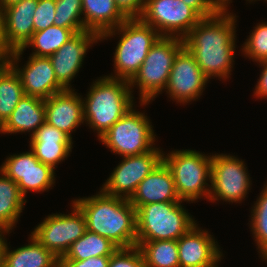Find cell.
I'll return each instance as SVG.
<instances>
[{"label":"cell","mask_w":267,"mask_h":267,"mask_svg":"<svg viewBox=\"0 0 267 267\" xmlns=\"http://www.w3.org/2000/svg\"><path fill=\"white\" fill-rule=\"evenodd\" d=\"M187 6L194 9L202 18L211 17L218 12L212 6L210 0H181Z\"/></svg>","instance_id":"8d00e7d4"},{"label":"cell","mask_w":267,"mask_h":267,"mask_svg":"<svg viewBox=\"0 0 267 267\" xmlns=\"http://www.w3.org/2000/svg\"><path fill=\"white\" fill-rule=\"evenodd\" d=\"M146 0H115L117 7L127 18H139Z\"/></svg>","instance_id":"d590c367"},{"label":"cell","mask_w":267,"mask_h":267,"mask_svg":"<svg viewBox=\"0 0 267 267\" xmlns=\"http://www.w3.org/2000/svg\"><path fill=\"white\" fill-rule=\"evenodd\" d=\"M0 171L17 183L24 198L29 190L44 192L55 185L54 169L40 162L31 150L8 156Z\"/></svg>","instance_id":"9a60e30c"},{"label":"cell","mask_w":267,"mask_h":267,"mask_svg":"<svg viewBox=\"0 0 267 267\" xmlns=\"http://www.w3.org/2000/svg\"><path fill=\"white\" fill-rule=\"evenodd\" d=\"M22 0H0V12L15 3H19Z\"/></svg>","instance_id":"b9f144b4"},{"label":"cell","mask_w":267,"mask_h":267,"mask_svg":"<svg viewBox=\"0 0 267 267\" xmlns=\"http://www.w3.org/2000/svg\"><path fill=\"white\" fill-rule=\"evenodd\" d=\"M72 203V213L48 215L31 232L47 250L59 259L87 230L84 214L74 202Z\"/></svg>","instance_id":"8fae6325"},{"label":"cell","mask_w":267,"mask_h":267,"mask_svg":"<svg viewBox=\"0 0 267 267\" xmlns=\"http://www.w3.org/2000/svg\"><path fill=\"white\" fill-rule=\"evenodd\" d=\"M118 247L109 239L86 230L85 234L71 244L60 260H85L90 257L111 256Z\"/></svg>","instance_id":"484cf974"},{"label":"cell","mask_w":267,"mask_h":267,"mask_svg":"<svg viewBox=\"0 0 267 267\" xmlns=\"http://www.w3.org/2000/svg\"><path fill=\"white\" fill-rule=\"evenodd\" d=\"M6 233H9V232L6 230L0 229V267H2V251H3L5 241H6L4 237Z\"/></svg>","instance_id":"60d3db41"},{"label":"cell","mask_w":267,"mask_h":267,"mask_svg":"<svg viewBox=\"0 0 267 267\" xmlns=\"http://www.w3.org/2000/svg\"><path fill=\"white\" fill-rule=\"evenodd\" d=\"M129 201L135 209L150 203L182 202L172 173L163 160L140 182Z\"/></svg>","instance_id":"ffe728a7"},{"label":"cell","mask_w":267,"mask_h":267,"mask_svg":"<svg viewBox=\"0 0 267 267\" xmlns=\"http://www.w3.org/2000/svg\"><path fill=\"white\" fill-rule=\"evenodd\" d=\"M152 127L145 113L136 111L133 106L99 141L121 157L140 155L155 147L156 135Z\"/></svg>","instance_id":"ba28073f"},{"label":"cell","mask_w":267,"mask_h":267,"mask_svg":"<svg viewBox=\"0 0 267 267\" xmlns=\"http://www.w3.org/2000/svg\"><path fill=\"white\" fill-rule=\"evenodd\" d=\"M55 11V0H38V5L33 16L34 32L54 25Z\"/></svg>","instance_id":"836d02e7"},{"label":"cell","mask_w":267,"mask_h":267,"mask_svg":"<svg viewBox=\"0 0 267 267\" xmlns=\"http://www.w3.org/2000/svg\"><path fill=\"white\" fill-rule=\"evenodd\" d=\"M0 229L11 231L26 204L15 181L0 171Z\"/></svg>","instance_id":"d4e9b609"},{"label":"cell","mask_w":267,"mask_h":267,"mask_svg":"<svg viewBox=\"0 0 267 267\" xmlns=\"http://www.w3.org/2000/svg\"><path fill=\"white\" fill-rule=\"evenodd\" d=\"M236 21L233 13L218 12L202 18L183 39L184 46L208 79L226 80L231 75L236 50Z\"/></svg>","instance_id":"6da1fadb"},{"label":"cell","mask_w":267,"mask_h":267,"mask_svg":"<svg viewBox=\"0 0 267 267\" xmlns=\"http://www.w3.org/2000/svg\"><path fill=\"white\" fill-rule=\"evenodd\" d=\"M110 256L90 257L85 260H60V267H109Z\"/></svg>","instance_id":"e575fe53"},{"label":"cell","mask_w":267,"mask_h":267,"mask_svg":"<svg viewBox=\"0 0 267 267\" xmlns=\"http://www.w3.org/2000/svg\"><path fill=\"white\" fill-rule=\"evenodd\" d=\"M160 36L184 39L202 17L181 0H146L141 16Z\"/></svg>","instance_id":"30bf717a"},{"label":"cell","mask_w":267,"mask_h":267,"mask_svg":"<svg viewBox=\"0 0 267 267\" xmlns=\"http://www.w3.org/2000/svg\"><path fill=\"white\" fill-rule=\"evenodd\" d=\"M30 243L11 250L5 241L2 267H60V259L47 250L32 234Z\"/></svg>","instance_id":"603a6c76"},{"label":"cell","mask_w":267,"mask_h":267,"mask_svg":"<svg viewBox=\"0 0 267 267\" xmlns=\"http://www.w3.org/2000/svg\"><path fill=\"white\" fill-rule=\"evenodd\" d=\"M183 46V39L167 36H160L152 45L138 72L129 81L131 90L136 85L139 89L140 106H146L165 90L175 56Z\"/></svg>","instance_id":"5b68a950"},{"label":"cell","mask_w":267,"mask_h":267,"mask_svg":"<svg viewBox=\"0 0 267 267\" xmlns=\"http://www.w3.org/2000/svg\"><path fill=\"white\" fill-rule=\"evenodd\" d=\"M44 122L45 100L24 95L11 115L0 126V133L30 132L32 136Z\"/></svg>","instance_id":"7402d4cb"},{"label":"cell","mask_w":267,"mask_h":267,"mask_svg":"<svg viewBox=\"0 0 267 267\" xmlns=\"http://www.w3.org/2000/svg\"><path fill=\"white\" fill-rule=\"evenodd\" d=\"M45 121L72 139V132L83 124V98L74 89H66L45 99Z\"/></svg>","instance_id":"d6986e66"},{"label":"cell","mask_w":267,"mask_h":267,"mask_svg":"<svg viewBox=\"0 0 267 267\" xmlns=\"http://www.w3.org/2000/svg\"><path fill=\"white\" fill-rule=\"evenodd\" d=\"M116 34L121 37L114 52L115 76L108 77L130 81L160 35L140 18H127L118 27L103 33L100 41Z\"/></svg>","instance_id":"277c9868"},{"label":"cell","mask_w":267,"mask_h":267,"mask_svg":"<svg viewBox=\"0 0 267 267\" xmlns=\"http://www.w3.org/2000/svg\"><path fill=\"white\" fill-rule=\"evenodd\" d=\"M24 50L17 49L9 54L7 63L18 74L24 93L27 96L47 99L53 94L66 90L58 81L49 57L29 56L26 65L17 64Z\"/></svg>","instance_id":"4fadbf2b"},{"label":"cell","mask_w":267,"mask_h":267,"mask_svg":"<svg viewBox=\"0 0 267 267\" xmlns=\"http://www.w3.org/2000/svg\"><path fill=\"white\" fill-rule=\"evenodd\" d=\"M82 16L85 29L99 36L127 19L115 0H82Z\"/></svg>","instance_id":"cb8c5ba5"},{"label":"cell","mask_w":267,"mask_h":267,"mask_svg":"<svg viewBox=\"0 0 267 267\" xmlns=\"http://www.w3.org/2000/svg\"><path fill=\"white\" fill-rule=\"evenodd\" d=\"M109 267H146L140 249L118 248L111 256Z\"/></svg>","instance_id":"d6a6232c"},{"label":"cell","mask_w":267,"mask_h":267,"mask_svg":"<svg viewBox=\"0 0 267 267\" xmlns=\"http://www.w3.org/2000/svg\"><path fill=\"white\" fill-rule=\"evenodd\" d=\"M146 267H180L177 240L136 241Z\"/></svg>","instance_id":"4316f807"},{"label":"cell","mask_w":267,"mask_h":267,"mask_svg":"<svg viewBox=\"0 0 267 267\" xmlns=\"http://www.w3.org/2000/svg\"><path fill=\"white\" fill-rule=\"evenodd\" d=\"M213 235L195 224L177 240L180 267H214L223 256Z\"/></svg>","instance_id":"e0dca14e"},{"label":"cell","mask_w":267,"mask_h":267,"mask_svg":"<svg viewBox=\"0 0 267 267\" xmlns=\"http://www.w3.org/2000/svg\"><path fill=\"white\" fill-rule=\"evenodd\" d=\"M208 81L193 54L183 46L175 56L165 91L173 101L184 104L201 97Z\"/></svg>","instance_id":"5bb4252c"},{"label":"cell","mask_w":267,"mask_h":267,"mask_svg":"<svg viewBox=\"0 0 267 267\" xmlns=\"http://www.w3.org/2000/svg\"><path fill=\"white\" fill-rule=\"evenodd\" d=\"M163 161L170 169L176 192L181 201L195 202L210 196L212 155L185 149L163 153ZM209 183H208V182Z\"/></svg>","instance_id":"8992f818"},{"label":"cell","mask_w":267,"mask_h":267,"mask_svg":"<svg viewBox=\"0 0 267 267\" xmlns=\"http://www.w3.org/2000/svg\"><path fill=\"white\" fill-rule=\"evenodd\" d=\"M54 25L72 29L75 33L87 31L82 17V0H55Z\"/></svg>","instance_id":"4dcf8cb0"},{"label":"cell","mask_w":267,"mask_h":267,"mask_svg":"<svg viewBox=\"0 0 267 267\" xmlns=\"http://www.w3.org/2000/svg\"><path fill=\"white\" fill-rule=\"evenodd\" d=\"M181 203H150L137 208V241L180 239L197 224Z\"/></svg>","instance_id":"52a82bcc"},{"label":"cell","mask_w":267,"mask_h":267,"mask_svg":"<svg viewBox=\"0 0 267 267\" xmlns=\"http://www.w3.org/2000/svg\"><path fill=\"white\" fill-rule=\"evenodd\" d=\"M86 219L87 230L109 239L118 248L136 246V209L129 199L98 194L72 200Z\"/></svg>","instance_id":"7a4b0ae2"},{"label":"cell","mask_w":267,"mask_h":267,"mask_svg":"<svg viewBox=\"0 0 267 267\" xmlns=\"http://www.w3.org/2000/svg\"><path fill=\"white\" fill-rule=\"evenodd\" d=\"M163 151L156 146L149 152L122 157L113 172L101 187L110 196L130 199L138 185L163 160Z\"/></svg>","instance_id":"7c38bea8"},{"label":"cell","mask_w":267,"mask_h":267,"mask_svg":"<svg viewBox=\"0 0 267 267\" xmlns=\"http://www.w3.org/2000/svg\"><path fill=\"white\" fill-rule=\"evenodd\" d=\"M210 183L208 200L229 203H241L252 184L244 161L223 153L212 155Z\"/></svg>","instance_id":"9c48e42d"},{"label":"cell","mask_w":267,"mask_h":267,"mask_svg":"<svg viewBox=\"0 0 267 267\" xmlns=\"http://www.w3.org/2000/svg\"><path fill=\"white\" fill-rule=\"evenodd\" d=\"M30 138V150L35 157L54 170L72 152V139L46 121Z\"/></svg>","instance_id":"44dd1931"},{"label":"cell","mask_w":267,"mask_h":267,"mask_svg":"<svg viewBox=\"0 0 267 267\" xmlns=\"http://www.w3.org/2000/svg\"><path fill=\"white\" fill-rule=\"evenodd\" d=\"M259 65L263 66L261 75L259 77V81H257V85L255 86L254 96L258 98H266L267 97V60L258 62Z\"/></svg>","instance_id":"74e56055"},{"label":"cell","mask_w":267,"mask_h":267,"mask_svg":"<svg viewBox=\"0 0 267 267\" xmlns=\"http://www.w3.org/2000/svg\"><path fill=\"white\" fill-rule=\"evenodd\" d=\"M242 47L244 56L252 61L267 60V22L258 23Z\"/></svg>","instance_id":"1f68e13d"},{"label":"cell","mask_w":267,"mask_h":267,"mask_svg":"<svg viewBox=\"0 0 267 267\" xmlns=\"http://www.w3.org/2000/svg\"><path fill=\"white\" fill-rule=\"evenodd\" d=\"M267 184V182H266ZM264 185L263 190L257 198L256 203L251 209V231L255 239L260 257L267 261V185Z\"/></svg>","instance_id":"f546056e"},{"label":"cell","mask_w":267,"mask_h":267,"mask_svg":"<svg viewBox=\"0 0 267 267\" xmlns=\"http://www.w3.org/2000/svg\"><path fill=\"white\" fill-rule=\"evenodd\" d=\"M7 63H0V70L6 65Z\"/></svg>","instance_id":"7bdbcfd3"},{"label":"cell","mask_w":267,"mask_h":267,"mask_svg":"<svg viewBox=\"0 0 267 267\" xmlns=\"http://www.w3.org/2000/svg\"><path fill=\"white\" fill-rule=\"evenodd\" d=\"M83 99L84 121L100 139L134 105L129 81L100 77Z\"/></svg>","instance_id":"3957f363"},{"label":"cell","mask_w":267,"mask_h":267,"mask_svg":"<svg viewBox=\"0 0 267 267\" xmlns=\"http://www.w3.org/2000/svg\"><path fill=\"white\" fill-rule=\"evenodd\" d=\"M231 1L232 0H210L214 9L220 13H227L228 12V6L227 5L232 3ZM246 1H249V3H250L254 0H246Z\"/></svg>","instance_id":"ab89813d"},{"label":"cell","mask_w":267,"mask_h":267,"mask_svg":"<svg viewBox=\"0 0 267 267\" xmlns=\"http://www.w3.org/2000/svg\"><path fill=\"white\" fill-rule=\"evenodd\" d=\"M24 95L18 74L7 63L0 70V126L11 115Z\"/></svg>","instance_id":"f1b7e54d"},{"label":"cell","mask_w":267,"mask_h":267,"mask_svg":"<svg viewBox=\"0 0 267 267\" xmlns=\"http://www.w3.org/2000/svg\"><path fill=\"white\" fill-rule=\"evenodd\" d=\"M37 5L38 0H22L1 11L3 41L10 52L23 48L31 39Z\"/></svg>","instance_id":"ac0fdd59"},{"label":"cell","mask_w":267,"mask_h":267,"mask_svg":"<svg viewBox=\"0 0 267 267\" xmlns=\"http://www.w3.org/2000/svg\"><path fill=\"white\" fill-rule=\"evenodd\" d=\"M75 34L72 29L52 25L46 29L34 32L31 39L22 49L26 50V48L31 46L33 50L35 49L31 55L49 57Z\"/></svg>","instance_id":"83f0119b"},{"label":"cell","mask_w":267,"mask_h":267,"mask_svg":"<svg viewBox=\"0 0 267 267\" xmlns=\"http://www.w3.org/2000/svg\"><path fill=\"white\" fill-rule=\"evenodd\" d=\"M99 41L100 36L98 34L82 31L76 33L53 55L49 56L57 81L65 89H73L70 82L79 73L88 48Z\"/></svg>","instance_id":"2e32d148"},{"label":"cell","mask_w":267,"mask_h":267,"mask_svg":"<svg viewBox=\"0 0 267 267\" xmlns=\"http://www.w3.org/2000/svg\"><path fill=\"white\" fill-rule=\"evenodd\" d=\"M11 52L6 48L2 36V15L0 12V63H7Z\"/></svg>","instance_id":"f35d334b"}]
</instances>
